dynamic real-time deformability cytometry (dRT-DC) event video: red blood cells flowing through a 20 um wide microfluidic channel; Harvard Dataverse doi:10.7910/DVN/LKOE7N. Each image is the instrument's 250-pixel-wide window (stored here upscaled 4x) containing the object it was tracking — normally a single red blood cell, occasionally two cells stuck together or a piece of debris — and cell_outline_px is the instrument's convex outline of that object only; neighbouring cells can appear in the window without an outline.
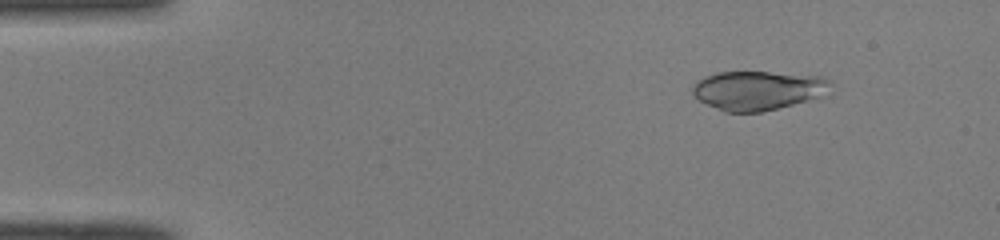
{"species": "common noctule bat (a hibernating species)", "species_latin": "Nyctalus noctula", "temperature_condition": "room temperature", "stored_images_in_passage": 44, "camera_frame_rate_fps": 3000, "um_per_image_px": 0.085, "animal": {"sex": "male", "body_mass_g": 19.0, "forearm_length_mm": 50.8}, "frame": {"image": 1, "passage_image": 1, "time_ms": 0.0, "image_size_px": [1000, 240], "cell_outline_px": [[832, 84], [824, 96], [760, 112], [724, 112], [700, 100], [692, 92], [692, 88], [696, 80], [704, 76], [716, 72], [768, 72], [824, 76], [832, 80]], "centroid_in_image_um": [64.44, 7.66], "position_along_channel_um": 20.6, "area_um2": 31.5}}